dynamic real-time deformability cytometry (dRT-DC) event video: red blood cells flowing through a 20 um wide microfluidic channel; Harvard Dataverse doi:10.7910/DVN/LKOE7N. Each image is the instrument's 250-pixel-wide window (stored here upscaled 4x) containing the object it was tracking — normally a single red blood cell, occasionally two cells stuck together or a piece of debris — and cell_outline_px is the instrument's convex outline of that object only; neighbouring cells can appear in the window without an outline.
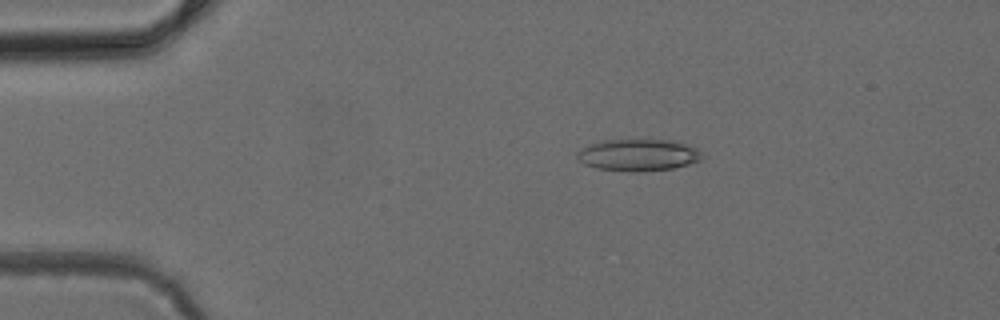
{"species": "common noctule bat (a hibernating species)", "species_latin": "Nyctalus noctula", "temperature_condition": "cold", "stored_images_in_passage": 48, "camera_frame_rate_fps": 3000, "um_per_image_px": 0.085, "animal": {"sex": "female", "body_mass_g": 24.6, "forearm_length_mm": 56.2}, "frame": {"image": 1, "passage_image": 9, "time_ms": 2.667, "image_size_px": [1000, 320], "cell_outline_px": [[704, 156], [700, 160], [688, 164], [672, 168], [640, 172], [632, 172], [596, 168], [584, 164], [576, 156], [576, 152], [588, 144], [604, 140], [680, 140], [696, 148]], "centroid_in_image_um": [54.26, 13.17], "position_along_channel_um": 30.7, "area_um2": 23.35}}
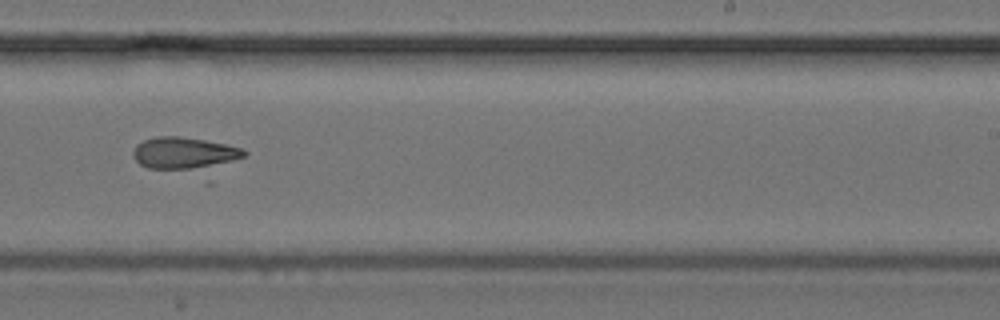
{"frame": {"image": 2, "passage_image": 30, "time_ms": 9.667, "image_size_px": [1000, 320], "cell_outline_px": [[248, 156], [232, 160], [192, 168], [148, 168], [140, 164], [132, 156], [132, 152], [136, 144], [144, 140], [156, 136], [180, 136], [204, 140], [224, 144], [240, 148], [248, 152]], "centroid_in_image_um": [15.58, 12.97], "position_along_channel_um": 273.4, "area_um2": 19.88}}
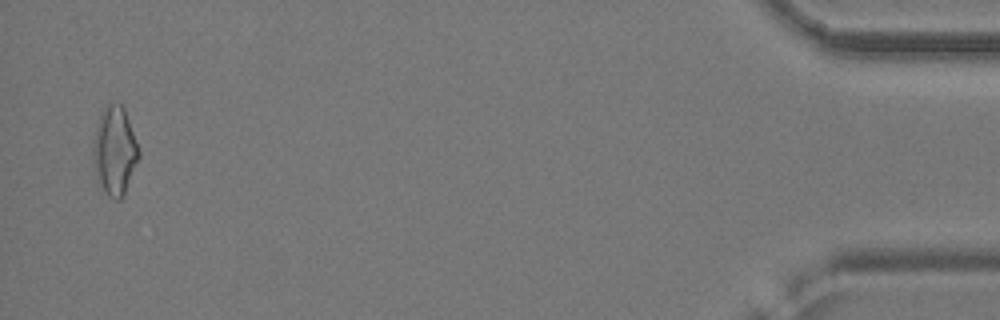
{"frame": {"image": 3, "passage_image": 47, "time_ms": 15.333, "image_size_px": [1000, 320], "cell_outline_px": [[140, 156], [124, 196], [120, 200], [116, 200], [108, 196], [104, 192], [96, 176], [92, 164], [92, 148], [96, 124], [104, 108], [108, 104], [120, 104], [124, 108], [140, 148]], "centroid_in_image_um": [9.75, 12.86], "position_along_channel_um": 425.5, "area_um2": 23.87}}